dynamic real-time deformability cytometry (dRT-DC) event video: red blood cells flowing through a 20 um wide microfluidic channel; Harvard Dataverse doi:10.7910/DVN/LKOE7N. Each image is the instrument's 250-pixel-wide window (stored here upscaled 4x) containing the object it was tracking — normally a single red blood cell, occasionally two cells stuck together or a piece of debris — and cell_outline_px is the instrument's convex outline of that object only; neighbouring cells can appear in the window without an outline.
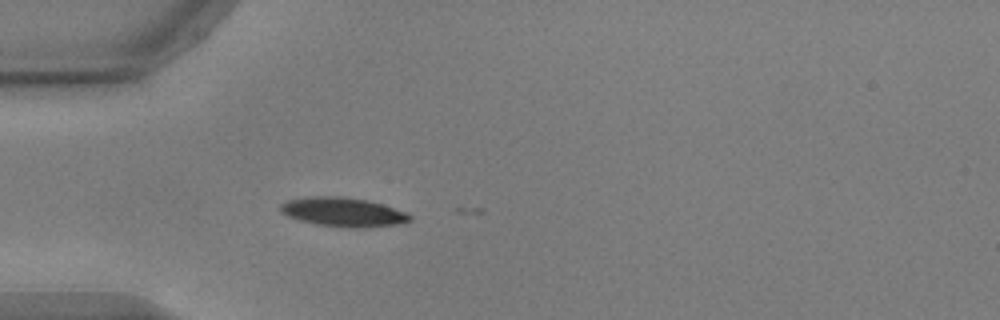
{"species": "common noctule bat (a hibernating species)", "species_latin": "Nyctalus noctula", "temperature_condition": "warm", "stored_images_in_passage": 4, "camera_frame_rate_fps": 3000, "um_per_image_px": 0.085, "animal": {"sex": "male", "body_mass_g": 17.9, "forearm_length_mm": 54.2}, "frame": {"image": 1, "passage_image": 2, "time_ms": 0.333, "image_size_px": [1000, 320], "cell_outline_px": [[412, 220], [396, 224], [364, 228], [348, 228], [316, 224], [300, 220], [288, 216], [280, 212], [280, 204], [288, 200], [308, 196], [344, 196], [368, 200], [404, 212], [412, 216]], "centroid_in_image_um": [29.12, 18.02], "position_along_channel_um": 55.9, "area_um2": 21.91}}